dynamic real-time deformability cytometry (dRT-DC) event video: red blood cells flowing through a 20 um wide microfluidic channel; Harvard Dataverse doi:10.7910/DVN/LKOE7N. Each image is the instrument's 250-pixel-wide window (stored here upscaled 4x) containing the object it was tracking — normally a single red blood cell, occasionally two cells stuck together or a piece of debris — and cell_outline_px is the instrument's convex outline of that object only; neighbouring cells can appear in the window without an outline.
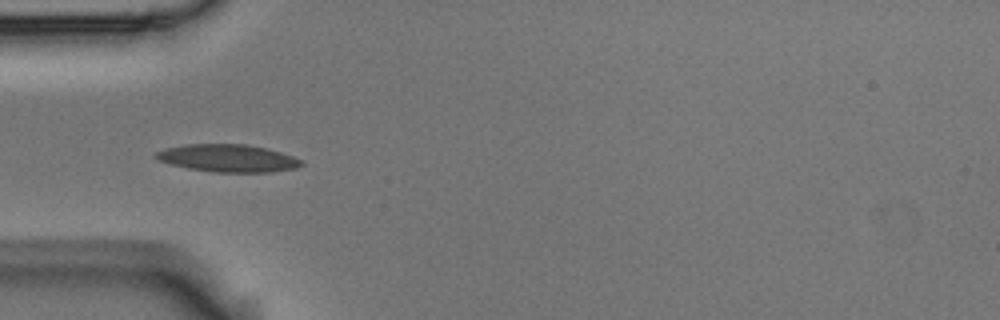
{"species": "Egyptian fruit bat (a non-hibernating species)", "species_latin": "Rousettus aegyptiacus", "temperature_condition": "room temperature", "stored_images_in_passage": 9, "camera_frame_rate_fps": 3000, "um_per_image_px": 0.085, "animal": {"sex": "male"}, "frame": {"image": 1, "passage_image": 3, "time_ms": 0.667, "image_size_px": [1000, 320], "cell_outline_px": [[304, 164], [296, 168], [272, 172], [216, 172], [188, 168], [168, 164], [156, 160], [152, 156], [156, 152], [164, 148], [184, 144], [248, 144], [268, 148], [292, 156], [300, 160]], "centroid_in_image_um": [19.31, 13.44], "position_along_channel_um": 65.7, "area_um2": 23.58}}
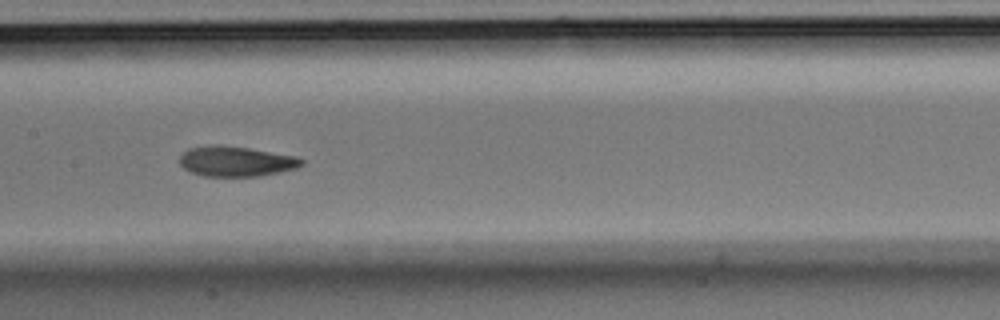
{"frame": {"image": 2, "passage_image": 6, "time_ms": 1.667, "image_size_px": [1000, 320], "cell_outline_px": [[304, 164], [296, 168], [280, 172], [260, 176], [204, 176], [188, 172], [180, 164], [180, 156], [188, 148], [216, 144], [248, 148], [296, 156], [304, 160]], "centroid_in_image_um": [20.05, 13.72], "position_along_channel_um": 187.3, "area_um2": 21.5}}
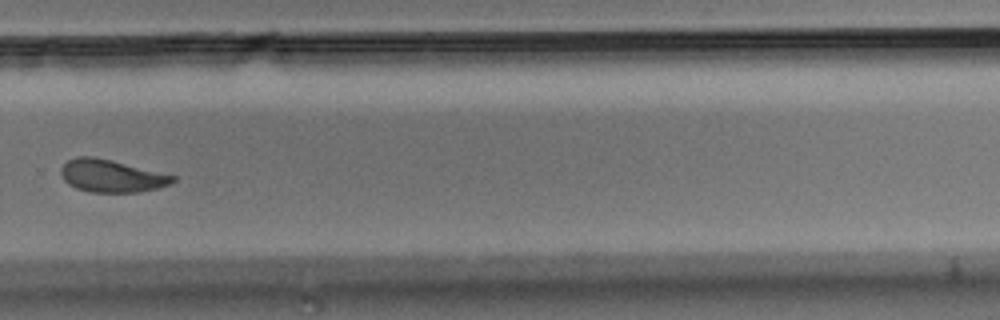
{"frame": {"image": 3, "passage_image": 9, "time_ms": 2.667, "image_size_px": [1000, 320], "cell_outline_px": [[176, 180], [172, 184], [156, 188], [136, 192], [92, 192], [76, 188], [68, 184], [64, 180], [60, 172], [60, 168], [68, 160], [76, 156], [92, 156], [176, 176]], "centroid_in_image_um": [9.45, 14.96], "position_along_channel_um": 320.4, "area_um2": 20.92}}